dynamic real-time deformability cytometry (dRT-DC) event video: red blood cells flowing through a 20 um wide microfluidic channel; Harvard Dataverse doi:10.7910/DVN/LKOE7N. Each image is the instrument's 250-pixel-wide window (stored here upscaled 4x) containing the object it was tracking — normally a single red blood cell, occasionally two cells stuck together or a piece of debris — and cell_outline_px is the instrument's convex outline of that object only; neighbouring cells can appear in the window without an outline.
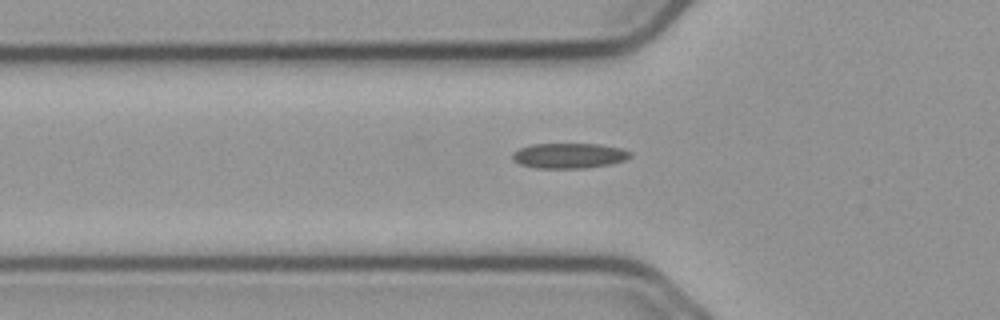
{"species": "common noctule bat (a hibernating species)", "species_latin": "Nyctalus noctula", "temperature_condition": "cold", "stored_images_in_passage": 42, "camera_frame_rate_fps": 3000, "um_per_image_px": 0.085, "animal": {"sex": "male", "body_mass_g": 23.1, "forearm_length_mm": 52.7}, "frame": {"image": 1, "passage_image": 7, "time_ms": 2.0, "image_size_px": [1000, 320], "cell_outline_px": [[632, 156], [624, 160], [612, 164], [584, 168], [536, 168], [520, 164], [512, 160], [512, 152], [520, 148], [532, 144], [600, 144], [620, 148], [632, 152]], "centroid_in_image_um": [48.37, 13.23], "position_along_channel_um": 77.4, "area_um2": 17.4}}
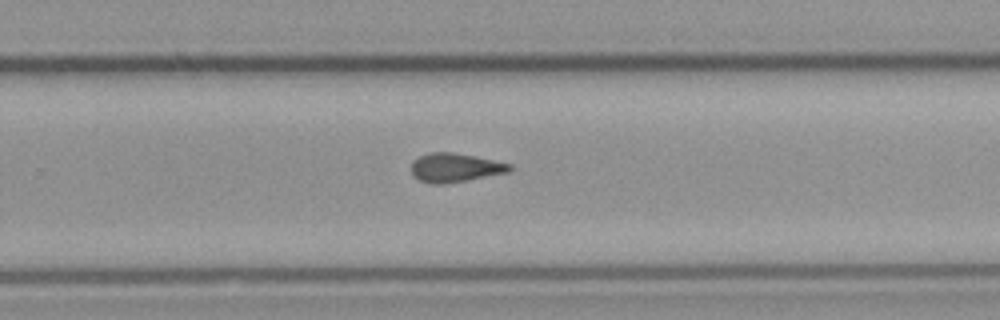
{"frame": {"image": 2, "passage_image": 24, "time_ms": 7.667, "image_size_px": [1000, 320], "cell_outline_px": [[512, 172], [468, 180], [444, 184], [432, 184], [420, 180], [412, 172], [412, 160], [420, 156], [432, 152], [452, 152], [476, 156], [512, 164]], "centroid_in_image_um": [38.74, 14.25], "position_along_channel_um": 291.1, "area_um2": 16.65}}
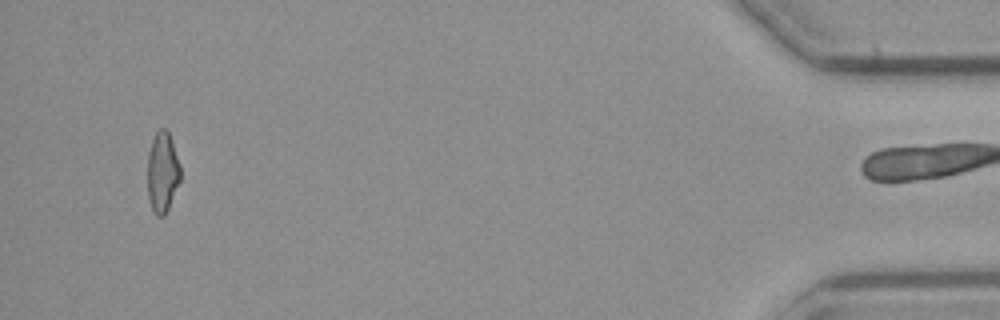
{"frame": {"image": 3, "passage_image": 41, "time_ms": 13.333, "image_size_px": [1000, 320], "cell_outline_px": [[180, 180], [168, 208], [164, 216], [156, 216], [152, 208], [148, 196], [148, 152], [152, 140], [156, 132], [160, 128], [164, 128], [168, 132], [180, 164]], "centroid_in_image_um": [13.8, 14.64], "position_along_channel_um": 421.4, "area_um2": 15.2}, "authors_computed_cell_mechanics": {"area_um2": 16.5597, "velocity_mm_per_s": 3.752, "shape_relaxation_time_tau1_ms": null, "shape_relaxation_time_tau2_ms": 5.3603, "deformation_change_tau1": null, "deformation_change_tau2": 0.1338}}